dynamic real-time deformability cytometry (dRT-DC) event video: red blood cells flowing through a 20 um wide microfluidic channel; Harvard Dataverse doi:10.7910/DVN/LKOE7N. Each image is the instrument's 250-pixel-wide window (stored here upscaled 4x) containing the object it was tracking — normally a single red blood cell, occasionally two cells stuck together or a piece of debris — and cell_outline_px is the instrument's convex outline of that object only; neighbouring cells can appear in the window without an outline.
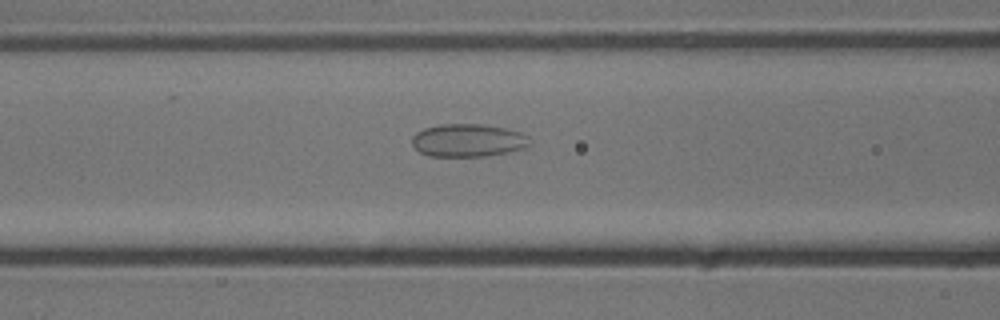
{"species": "common noctule bat (a hibernating species)", "species_latin": "Nyctalus noctula", "temperature_condition": "cold", "stored_images_in_passage": 41, "camera_frame_rate_fps": 3000, "um_per_image_px": 0.085, "animal": {"sex": "male", "body_mass_g": 13.3}, "frame": {"image": 1, "passage_image": 8, "time_ms": 2.333, "image_size_px": [1000, 320], "cell_outline_px": [[532, 140], [524, 148], [508, 152], [484, 156], [428, 156], [420, 152], [412, 144], [412, 136], [416, 132], [424, 128], [440, 124], [484, 124], [504, 128], [520, 132], [528, 136]], "centroid_in_image_um": [39.77, 11.92], "position_along_channel_um": 126.8, "area_um2": 22.6}}
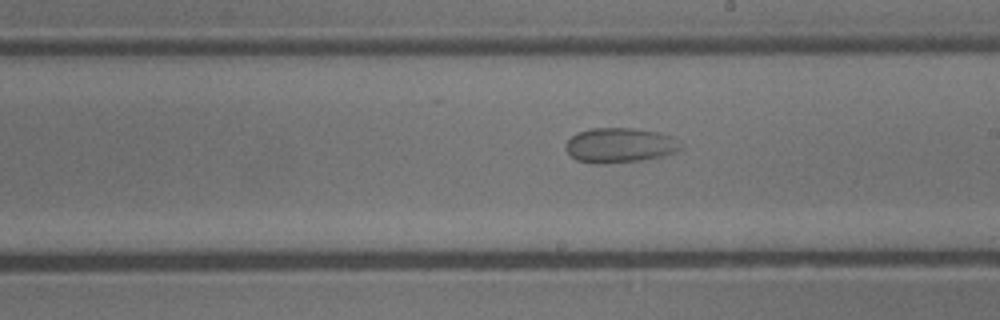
{"frame": {"image": 2, "passage_image": 17, "time_ms": 5.333, "image_size_px": [1000, 320], "cell_outline_px": [[684, 148], [676, 152], [660, 156], [640, 160], [604, 164], [592, 164], [576, 160], [564, 148], [564, 144], [576, 132], [588, 128], [632, 128], [656, 132], [672, 136]], "centroid_in_image_um": [52.63, 12.35], "position_along_channel_um": 236.4, "area_um2": 23.47}}
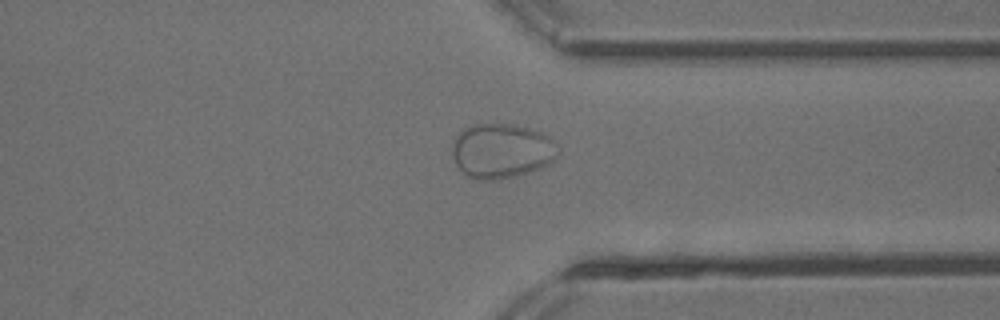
{"frame": {"image": 3, "passage_image": 28, "time_ms": 9.0, "image_size_px": [1000, 320], "cell_outline_px": [[560, 152], [556, 160], [540, 168], [528, 172], [512, 176], [492, 180], [480, 180], [468, 176], [456, 164], [452, 156], [452, 144], [456, 136], [464, 128], [476, 124], [512, 124], [528, 128], [540, 132], [548, 136], [552, 140]], "centroid_in_image_um": [42.64, 12.82], "position_along_channel_um": 368.8, "area_um2": 33.58}}